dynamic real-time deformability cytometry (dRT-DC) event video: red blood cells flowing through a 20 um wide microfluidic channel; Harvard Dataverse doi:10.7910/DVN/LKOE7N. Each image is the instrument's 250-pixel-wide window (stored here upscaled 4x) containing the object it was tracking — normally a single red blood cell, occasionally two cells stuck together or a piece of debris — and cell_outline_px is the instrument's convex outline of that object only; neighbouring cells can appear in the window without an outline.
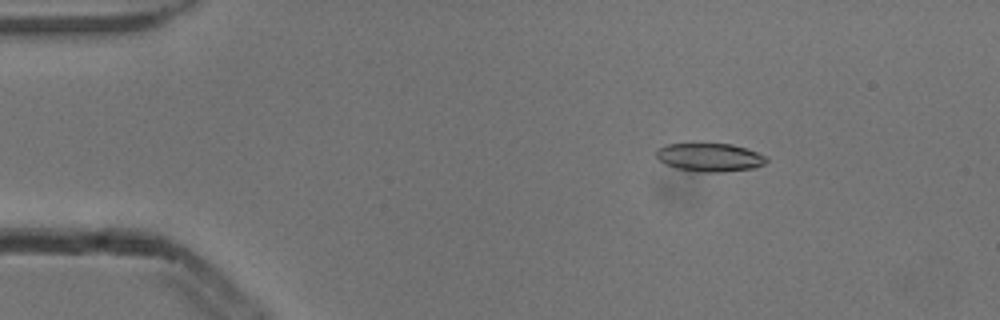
{"species": "common noctule bat (a hibernating species)", "species_latin": "Nyctalus noctula", "temperature_condition": "cold", "stored_images_in_passage": 4, "camera_frame_rate_fps": 3000, "um_per_image_px": 0.085, "animal": {"sex": "male", "body_mass_g": 13.3}, "frame": {"image": 1, "passage_image": 2, "time_ms": 0.333, "image_size_px": [1000, 320], "cell_outline_px": [[768, 160], [764, 164], [752, 168], [724, 172], [700, 172], [676, 168], [664, 164], [656, 156], [656, 148], [664, 144], [732, 144], [768, 156]], "centroid_in_image_um": [60.3, 13.38], "position_along_channel_um": 24.7, "area_um2": 18.21}}